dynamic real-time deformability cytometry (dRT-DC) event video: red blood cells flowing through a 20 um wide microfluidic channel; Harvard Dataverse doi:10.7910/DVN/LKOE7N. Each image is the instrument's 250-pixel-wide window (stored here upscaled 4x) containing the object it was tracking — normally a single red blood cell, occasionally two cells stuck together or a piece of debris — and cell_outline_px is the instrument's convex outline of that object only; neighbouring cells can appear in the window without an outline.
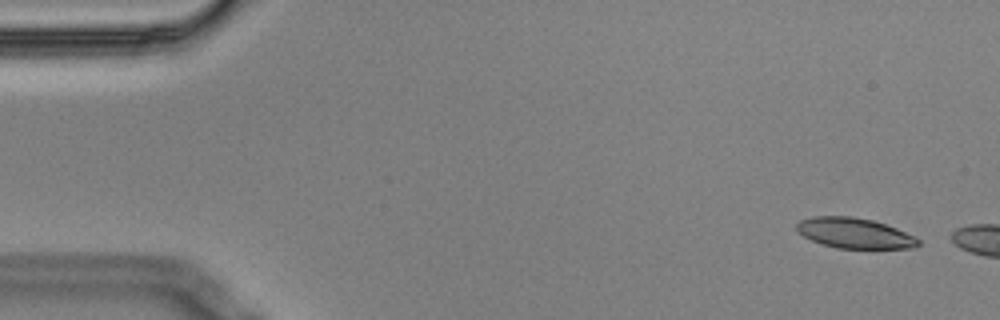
{"species": "Egyptian fruit bat (a non-hibernating species)", "species_latin": "Rousettus aegyptiacus", "temperature_condition": "cold", "stored_images_in_passage": 4, "camera_frame_rate_fps": 3000, "um_per_image_px": 0.085, "animal": {"sex": "male"}, "frame": {"image": 1, "passage_image": 1, "time_ms": 0.0, "image_size_px": [1000, 320], "cell_outline_px": [[920, 244], [912, 248], [836, 248], [812, 240], [796, 232], [796, 224], [800, 220], [812, 216], [852, 216], [872, 220], [896, 228], [920, 240]], "centroid_in_image_um": [72.59, 19.81], "position_along_channel_um": 12.4, "area_um2": 21.33}}